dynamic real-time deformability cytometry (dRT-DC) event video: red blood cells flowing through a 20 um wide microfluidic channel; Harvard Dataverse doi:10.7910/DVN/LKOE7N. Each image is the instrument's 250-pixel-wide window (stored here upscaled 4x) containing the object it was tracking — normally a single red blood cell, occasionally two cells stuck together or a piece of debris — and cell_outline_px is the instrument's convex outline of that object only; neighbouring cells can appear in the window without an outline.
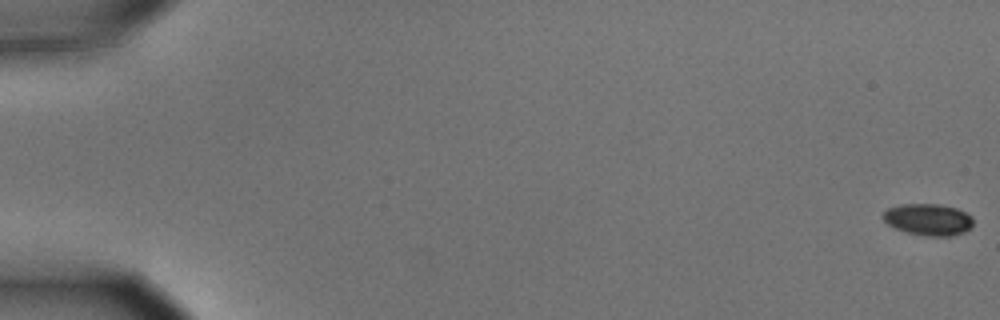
{"species": "common noctule bat (a hibernating species)", "species_latin": "Nyctalus noctula", "temperature_condition": "cold", "stored_images_in_passage": 57, "camera_frame_rate_fps": 3000, "um_per_image_px": 0.085, "animal": {"sex": "male", "body_mass_g": 15.6}, "frame": {"image": 1, "passage_image": 1, "time_ms": 0.0, "image_size_px": [1000, 320], "cell_outline_px": [[972, 228], [964, 232], [952, 236], [924, 236], [908, 232], [896, 228], [888, 224], [880, 216], [888, 208], [900, 204], [940, 204], [956, 208], [972, 216]], "centroid_in_image_um": [78.9, 18.66], "position_along_channel_um": 6.1, "area_um2": 16.7}}
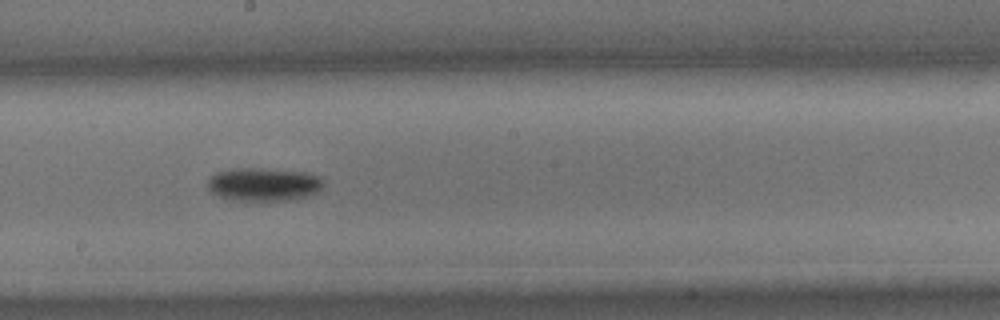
{"frame": {"image": 2, "passage_image": 33, "time_ms": 10.667, "image_size_px": [1000, 320], "cell_outline_px": [[324, 184], [316, 192], [308, 196], [288, 200], [232, 200], [220, 196], [212, 192], [208, 188], [208, 180], [216, 172], [240, 168], [260, 168], [308, 172], [320, 176], [324, 180]], "centroid_in_image_um": [22.45, 15.66], "position_along_channel_um": 225.8, "area_um2": 22.37}}
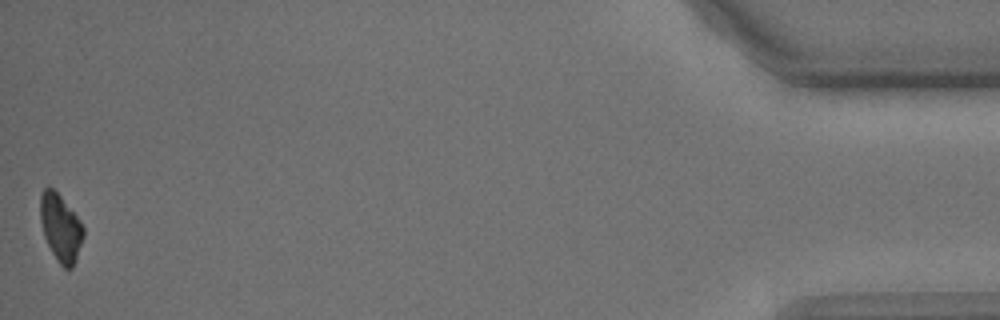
{"frame": {"image": 3, "passage_image": 57, "time_ms": 18.667, "image_size_px": [1000, 320], "cell_outline_px": [[84, 236], [76, 260], [72, 268], [64, 268], [56, 260], [44, 236], [40, 220], [40, 196], [44, 188], [52, 188], [60, 196], [80, 220], [84, 228]], "centroid_in_image_um": [5.16, 19.38], "position_along_channel_um": 430.0, "area_um2": 16.76}, "authors_computed_cell_mechanics": {"area_um2": 18.8428, "velocity_mm_per_s": 3.6256, "shape_relaxation_time_tau1_ms": 1.9676, "shape_relaxation_time_tau2_ms": null, "deformation_change_tau1": 0.122, "deformation_change_tau2": null}}